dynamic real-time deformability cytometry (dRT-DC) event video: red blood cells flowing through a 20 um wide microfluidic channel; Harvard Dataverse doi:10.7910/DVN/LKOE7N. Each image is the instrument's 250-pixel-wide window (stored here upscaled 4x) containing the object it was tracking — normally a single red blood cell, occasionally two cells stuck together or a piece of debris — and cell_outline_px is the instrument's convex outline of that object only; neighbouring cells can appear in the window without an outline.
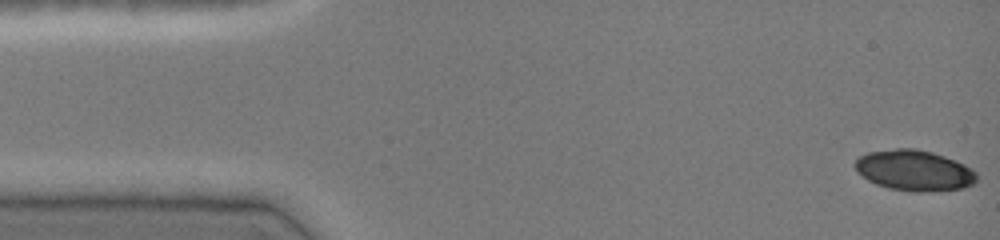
{"species": "common noctule bat (a hibernating species)", "species_latin": "Nyctalus noctula", "temperature_condition": "cold", "stored_images_in_passage": 47, "camera_frame_rate_fps": 3000, "um_per_image_px": 0.085, "animal": {"sex": "female", "body_mass_g": 19.0, "forearm_length_mm": 51.5}, "frame": {"image": 1, "passage_image": 1, "time_ms": 0.0, "image_size_px": [1000, 240], "cell_outline_px": [[976, 180], [972, 184], [960, 188], [920, 192], [888, 188], [876, 184], [868, 180], [856, 168], [856, 160], [860, 156], [868, 152], [896, 148], [916, 148], [932, 152], [956, 160], [972, 168], [976, 172]], "centroid_in_image_um": [77.73, 14.47], "position_along_channel_um": 7.3, "area_um2": 28.5}}
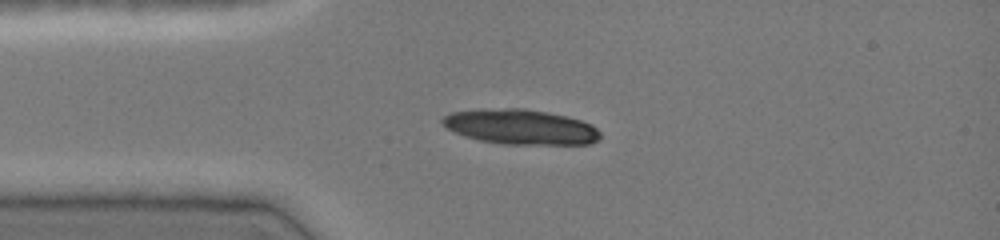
{"frame": {"image": 2, "passage_image": 11, "time_ms": 3.333, "image_size_px": [1000, 240], "cell_outline_px": [[600, 136], [596, 140], [588, 144], [500, 144], [480, 140], [464, 136], [448, 128], [440, 120], [444, 116], [452, 112], [476, 108], [524, 108], [548, 112], [568, 116], [592, 124], [600, 132]], "centroid_in_image_um": [44.23, 10.77], "position_along_channel_um": 40.8, "area_um2": 32.37}}